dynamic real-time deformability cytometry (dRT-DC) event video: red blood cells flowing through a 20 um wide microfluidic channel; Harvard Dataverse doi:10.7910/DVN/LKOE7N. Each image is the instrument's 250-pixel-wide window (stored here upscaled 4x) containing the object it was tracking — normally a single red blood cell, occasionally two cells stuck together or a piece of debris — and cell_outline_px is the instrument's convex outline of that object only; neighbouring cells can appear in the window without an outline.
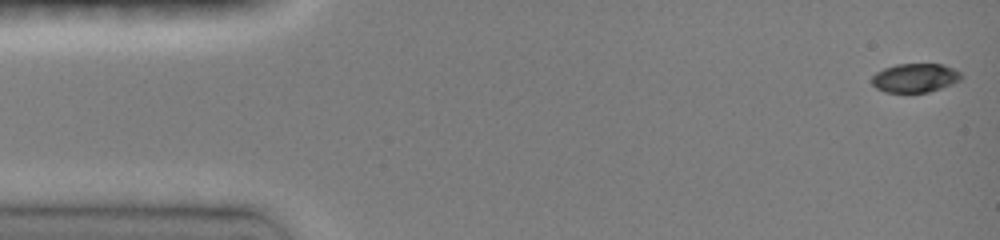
{"species": "common noctule bat (a hibernating species)", "species_latin": "Nyctalus noctula", "temperature_condition": "room temperature", "stored_images_in_passage": 36, "camera_frame_rate_fps": 3000, "um_per_image_px": 0.085, "animal": {"sex": "female", "body_mass_g": 19.0, "forearm_length_mm": 51.5}, "frame": {"image": 1, "passage_image": 1, "time_ms": 0.0, "image_size_px": [1000, 240], "cell_outline_px": [[964, 76], [960, 80], [952, 84], [928, 92], [884, 92], [876, 88], [872, 84], [872, 76], [876, 72], [884, 68], [896, 64], [944, 64], [960, 72]], "centroid_in_image_um": [77.78, 6.61], "position_along_channel_um": 7.2, "area_um2": 15.09}}
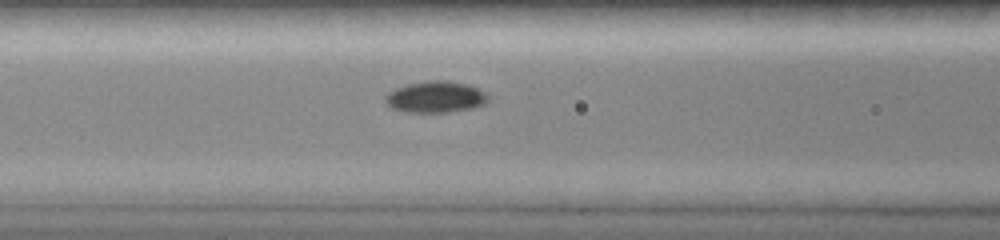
{"frame": {"image": 2, "passage_image": 13, "time_ms": 6.0, "image_size_px": [1000, 240], "cell_outline_px": [[488, 100], [484, 104], [476, 108], [448, 112], [404, 112], [392, 108], [384, 100], [384, 96], [388, 92], [396, 88], [408, 84], [428, 80], [448, 80], [468, 84], [484, 92], [488, 96]], "centroid_in_image_um": [37.02, 8.24], "position_along_channel_um": 129.6, "area_um2": 18.96}}
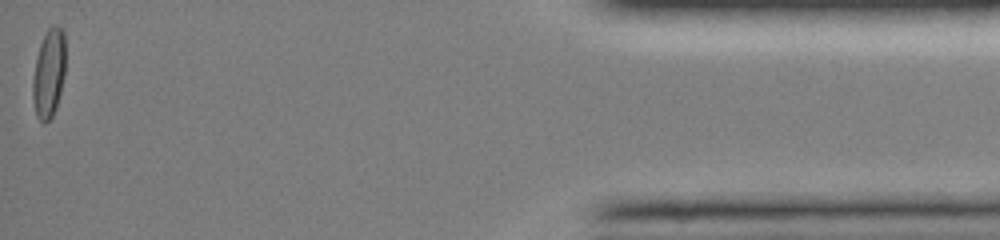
{"frame": {"image": 3, "passage_image": 36, "time_ms": 15.333, "image_size_px": [1000, 240], "cell_outline_px": [[64, 72], [60, 92], [56, 108], [52, 116], [44, 124], [36, 116], [32, 100], [32, 80], [36, 56], [40, 44], [48, 28], [52, 24], [56, 24], [64, 32]], "centroid_in_image_um": [4.12, 6.24], "position_along_channel_um": 431.1, "area_um2": 16.94}, "authors_computed_cell_mechanics": {"area_um2": 17.0221, "velocity_mm_per_s": 4.0696, "shape_relaxation_time_tau1_ms": 2.5296, "shape_relaxation_time_tau2_ms": null, "deformation_change_tau1": 0.1089, "deformation_change_tau2": null}}